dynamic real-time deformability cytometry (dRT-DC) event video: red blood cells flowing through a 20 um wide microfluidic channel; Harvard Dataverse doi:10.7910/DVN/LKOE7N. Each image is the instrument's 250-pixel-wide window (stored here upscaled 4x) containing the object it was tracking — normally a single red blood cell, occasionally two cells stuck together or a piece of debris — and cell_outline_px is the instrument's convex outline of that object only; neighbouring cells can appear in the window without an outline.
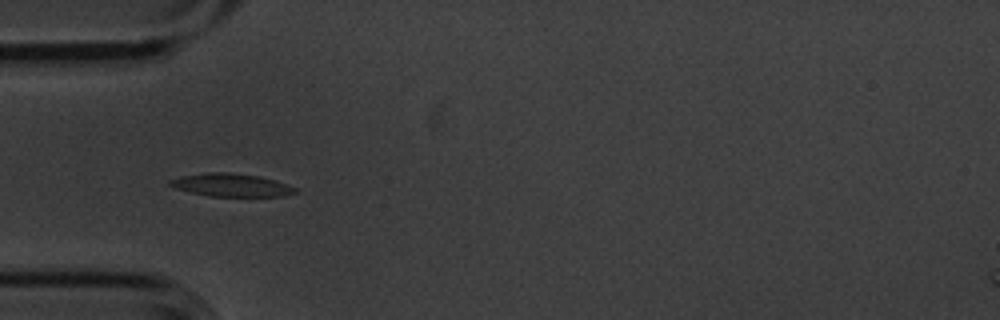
{"species": "common noctule bat (a hibernating species)", "species_latin": "Nyctalus noctula", "temperature_condition": "cold", "stored_images_in_passage": 9, "camera_frame_rate_fps": 3000, "um_per_image_px": 0.085, "animal": {"sex": "male", "body_mass_g": 20.1, "forearm_length_mm": 53.5}, "frame": {"image": 1, "passage_image": 4, "time_ms": 1.0, "image_size_px": [1000, 320], "cell_outline_px": [[296, 192], [284, 196], [208, 196], [176, 188], [168, 184], [168, 180], [180, 176], [208, 172], [228, 172], [260, 176], [276, 180], [296, 188]], "centroid_in_image_um": [19.64, 15.72], "position_along_channel_um": 65.4, "area_um2": 16.7}}
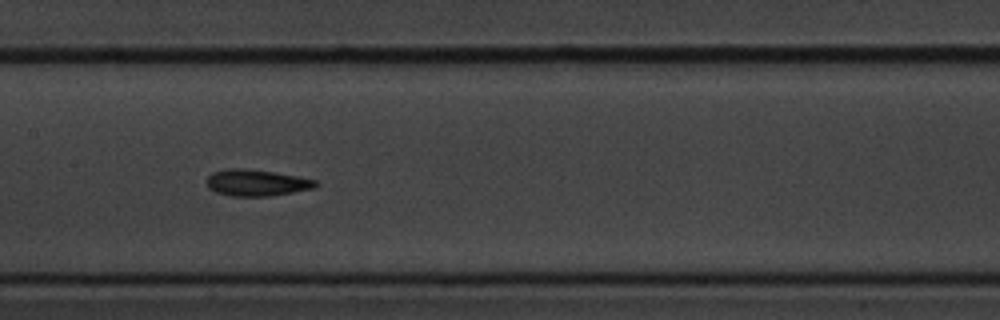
{"frame": {"image": 2, "passage_image": 7, "time_ms": 2.0, "image_size_px": [1000, 320], "cell_outline_px": [[320, 184], [316, 188], [272, 196], [232, 196], [216, 192], [208, 188], [204, 180], [212, 172], [228, 168], [244, 168], [300, 176], [316, 180]], "centroid_in_image_um": [21.81, 15.53], "position_along_channel_um": 185.6, "area_um2": 17.11}}
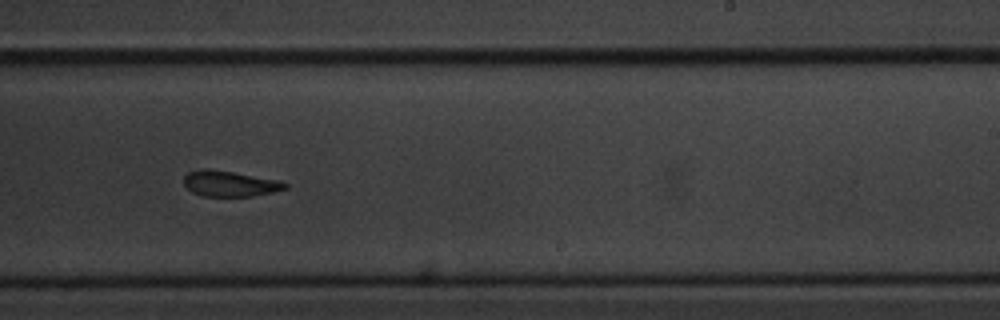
{"frame": {"image": 3, "passage_image": 9, "time_ms": 2.667, "image_size_px": [1000, 320], "cell_outline_px": [[288, 188], [272, 192], [252, 196], [204, 196], [192, 192], [184, 184], [184, 176], [188, 172], [200, 168], [208, 168], [280, 180], [288, 184]], "centroid_in_image_um": [19.53, 15.6], "position_along_channel_um": 269.5, "area_um2": 15.14}}